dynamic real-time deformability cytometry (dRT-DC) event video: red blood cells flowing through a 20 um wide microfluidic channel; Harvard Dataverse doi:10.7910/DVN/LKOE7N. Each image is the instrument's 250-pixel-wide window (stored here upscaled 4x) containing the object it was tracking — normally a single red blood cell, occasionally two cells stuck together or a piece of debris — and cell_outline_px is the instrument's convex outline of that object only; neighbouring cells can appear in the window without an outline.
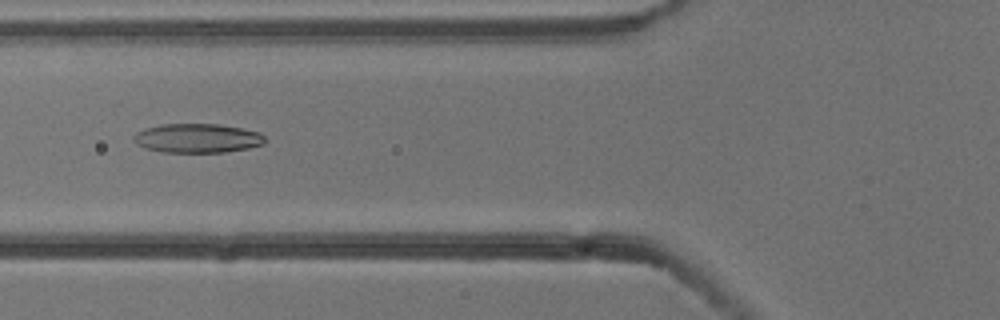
{"species": "common noctule bat (a hibernating species)", "species_latin": "Nyctalus noctula", "temperature_condition": "cold", "stored_images_in_passage": 6, "camera_frame_rate_fps": 3000, "um_per_image_px": 0.085, "animal": {"sex": "male", "body_mass_g": 13.3}, "frame": {"image": 1, "passage_image": 4, "time_ms": 1.0, "image_size_px": [1000, 320], "cell_outline_px": [[264, 144], [248, 148], [224, 152], [164, 152], [144, 148], [136, 144], [132, 140], [132, 136], [136, 132], [144, 128], [160, 124], [220, 124], [260, 132], [264, 136]], "centroid_in_image_um": [16.73, 11.74], "position_along_channel_um": 109.1, "area_um2": 22.43}}
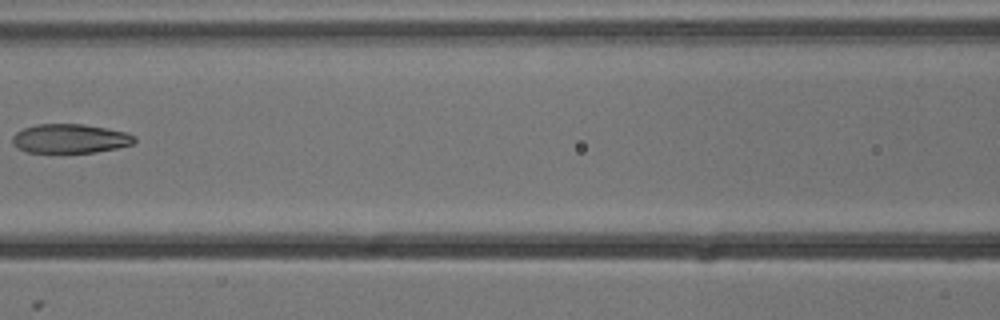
{"frame": {"image": 2, "passage_image": 5, "time_ms": 1.333, "image_size_px": [1000, 320], "cell_outline_px": [[136, 140], [132, 144], [116, 148], [96, 152], [28, 152], [16, 148], [12, 144], [12, 136], [16, 132], [24, 128], [36, 124], [84, 124], [128, 132], [136, 136]], "centroid_in_image_um": [5.95, 11.77], "position_along_channel_um": 160.6, "area_um2": 20.81}}
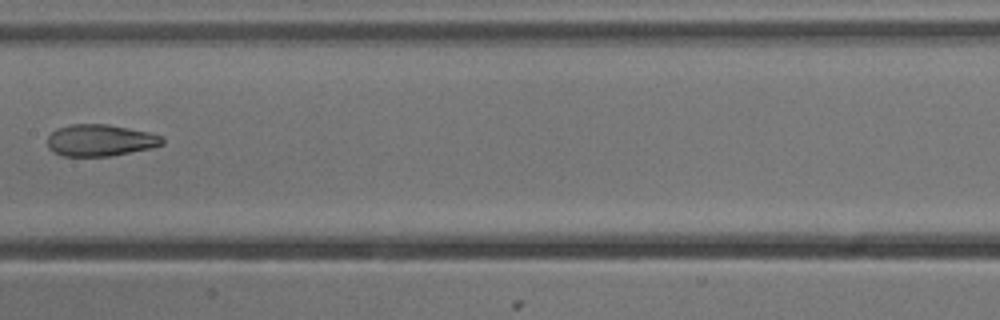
{"frame": {"image": 3, "passage_image": 6, "time_ms": 1.667, "image_size_px": [1000, 320], "cell_outline_px": [[164, 144], [152, 148], [112, 156], [64, 156], [52, 152], [48, 148], [48, 136], [52, 132], [60, 128], [72, 124], [108, 124], [148, 132], [164, 136]], "centroid_in_image_um": [8.55, 11.93], "position_along_channel_um": 198.8, "area_um2": 21.33}}